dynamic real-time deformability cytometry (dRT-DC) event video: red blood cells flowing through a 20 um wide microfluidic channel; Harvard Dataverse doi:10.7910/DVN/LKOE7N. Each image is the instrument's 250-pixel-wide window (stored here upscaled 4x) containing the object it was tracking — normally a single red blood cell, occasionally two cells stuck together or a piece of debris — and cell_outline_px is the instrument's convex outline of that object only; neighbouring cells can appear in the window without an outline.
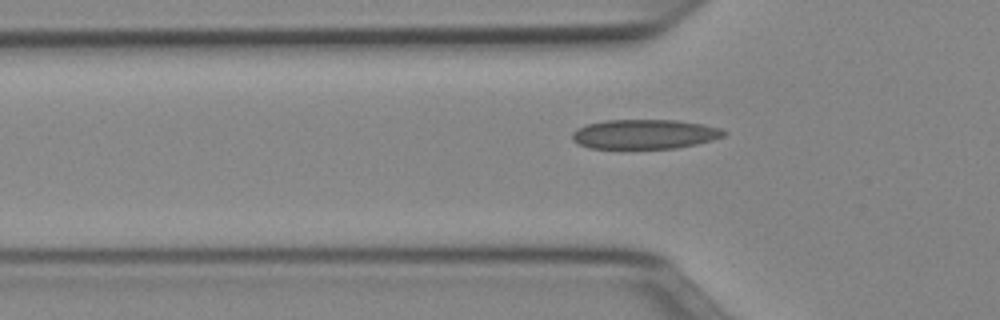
{"species": "Egyptian fruit bat (a non-hibernating species)", "species_latin": "Rousettus aegyptiacus", "temperature_condition": "cold", "stored_images_in_passage": 34, "camera_frame_rate_fps": 3000, "um_per_image_px": 0.085, "animal": {"sex": "female"}, "frame": {"image": 1, "passage_image": 2, "time_ms": 0.333, "image_size_px": [1000, 320], "cell_outline_px": [[728, 132], [724, 136], [712, 140], [696, 144], [676, 148], [588, 148], [572, 140], [572, 132], [576, 128], [584, 124], [604, 120], [676, 120], [700, 124], [720, 128]], "centroid_in_image_um": [54.75, 11.4], "position_along_channel_um": 71.0, "area_um2": 26.13}}
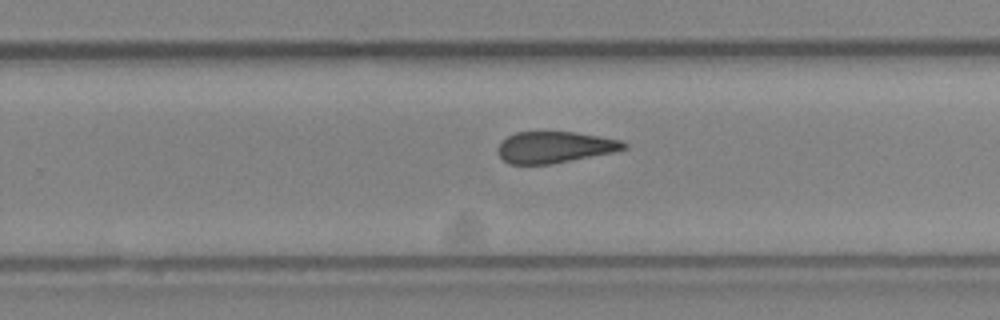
{"frame": {"image": 2, "passage_image": 18, "time_ms": 5.667, "image_size_px": [1000, 320], "cell_outline_px": [[628, 148], [616, 152], [552, 164], [508, 164], [496, 152], [496, 148], [508, 136], [516, 132], [576, 132], [620, 140], [628, 144]], "centroid_in_image_um": [47.17, 12.52], "position_along_channel_um": 282.6, "area_um2": 23.18}}
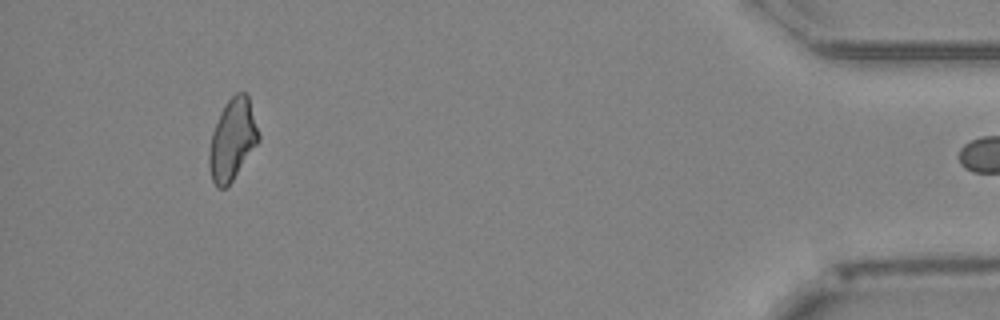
{"frame": {"image": 3, "passage_image": 33, "time_ms": 10.667, "image_size_px": [1000, 320], "cell_outline_px": [[260, 140], [232, 180], [224, 188], [216, 188], [212, 180], [208, 164], [208, 152], [212, 132], [220, 112], [224, 104], [236, 92], [244, 92], [248, 96], [260, 136]], "centroid_in_image_um": [19.74, 11.86], "position_along_channel_um": 415.5, "area_um2": 23.29}, "authors_computed_cell_mechanics": {"area_um2": 24.3338, "velocity_mm_per_s": 3.9724, "shape_relaxation_time_tau1_ms": null, "shape_relaxation_time_tau2_ms": 4.977, "deformation_change_tau1": null, "deformation_change_tau2": 0.11}}